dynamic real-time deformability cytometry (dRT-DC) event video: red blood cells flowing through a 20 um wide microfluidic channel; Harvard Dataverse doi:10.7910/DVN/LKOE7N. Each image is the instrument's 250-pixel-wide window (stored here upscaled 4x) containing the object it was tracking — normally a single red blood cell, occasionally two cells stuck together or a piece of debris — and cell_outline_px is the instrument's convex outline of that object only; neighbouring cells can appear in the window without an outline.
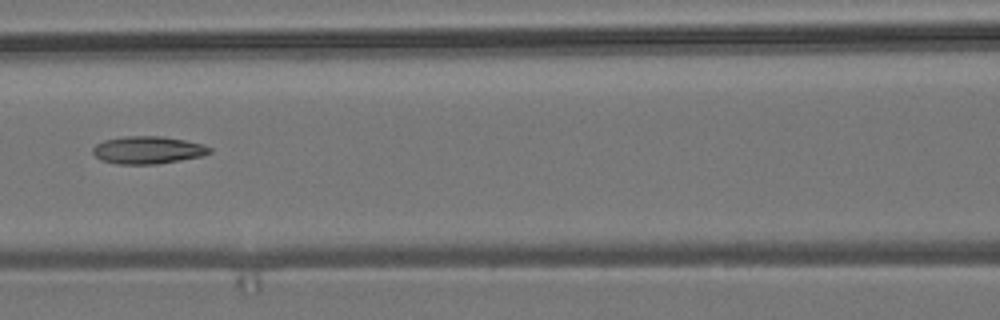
{"species": "common noctule bat (a hibernating species)", "species_latin": "Nyctalus noctula", "temperature_condition": "room temperature", "stored_images_in_passage": 8, "camera_frame_rate_fps": 3000, "um_per_image_px": 0.085, "animal": {"sex": "male", "body_mass_g": 19.2, "forearm_length_mm": 51.8}, "frame": {"image": 1, "passage_image": 5, "time_ms": 1.333, "image_size_px": [1000, 320], "cell_outline_px": [[212, 152], [204, 156], [156, 164], [116, 164], [100, 160], [92, 152], [92, 148], [96, 144], [104, 140], [124, 136], [160, 136], [184, 140], [204, 144], [212, 148]], "centroid_in_image_um": [12.57, 12.75], "position_along_channel_um": 154.0, "area_um2": 18.9}}
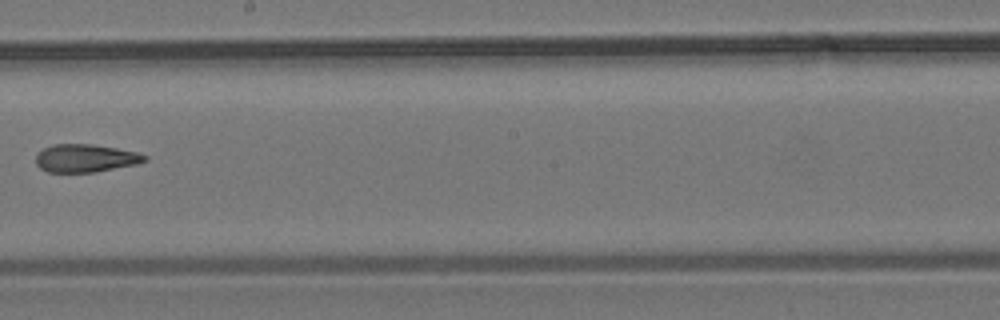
{"frame": {"image": 2, "passage_image": 7, "time_ms": 2.0, "image_size_px": [1000, 320], "cell_outline_px": [[148, 160], [136, 164], [96, 172], [48, 172], [40, 168], [36, 164], [36, 156], [44, 148], [52, 144], [92, 144], [116, 148], [136, 152], [148, 156]], "centroid_in_image_um": [7.27, 13.45], "position_along_channel_um": 240.9, "area_um2": 17.69}}
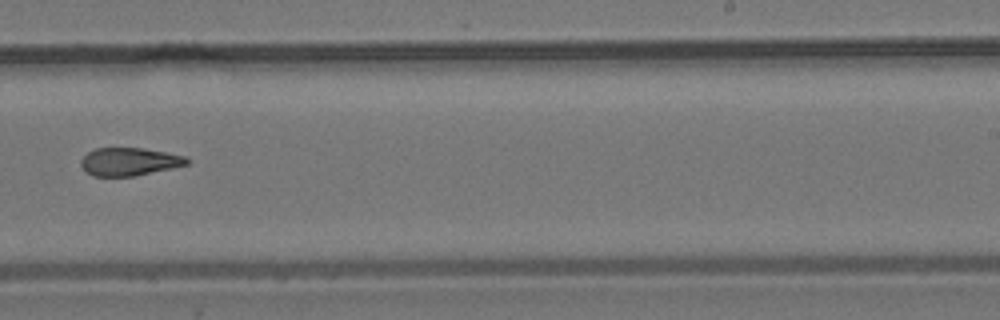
{"frame": {"image": 3, "passage_image": 8, "time_ms": 2.333, "image_size_px": [1000, 320], "cell_outline_px": [[192, 160], [188, 164], [172, 168], [136, 176], [92, 176], [80, 164], [80, 160], [88, 152], [96, 148], [144, 148], [184, 156]], "centroid_in_image_um": [11.01, 13.74], "position_along_channel_um": 278.0, "area_um2": 17.22}}